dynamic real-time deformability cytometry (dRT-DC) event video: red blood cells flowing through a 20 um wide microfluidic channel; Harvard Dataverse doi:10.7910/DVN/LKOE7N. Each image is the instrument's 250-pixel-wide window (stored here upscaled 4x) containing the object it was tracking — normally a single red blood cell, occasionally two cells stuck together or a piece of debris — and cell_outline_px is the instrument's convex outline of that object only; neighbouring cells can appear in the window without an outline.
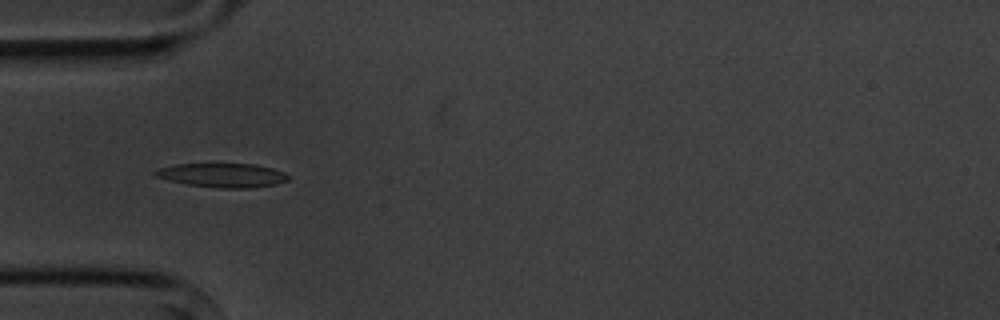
{"species": "common noctule bat (a hibernating species)", "species_latin": "Nyctalus noctula", "temperature_condition": "cold", "stored_images_in_passage": 10, "camera_frame_rate_fps": 3000, "um_per_image_px": 0.085, "animal": {"sex": "male", "body_mass_g": 20.1, "forearm_length_mm": 53.5}, "frame": {"image": 1, "passage_image": 5, "time_ms": 5.333, "image_size_px": [1000, 320], "cell_outline_px": [[288, 180], [276, 184], [252, 188], [220, 188], [188, 184], [168, 180], [152, 176], [152, 172], [160, 168], [176, 164], [256, 164], [272, 168], [284, 172], [288, 176]], "centroid_in_image_um": [18.89, 14.89], "position_along_channel_um": 66.1, "area_um2": 18.61}}
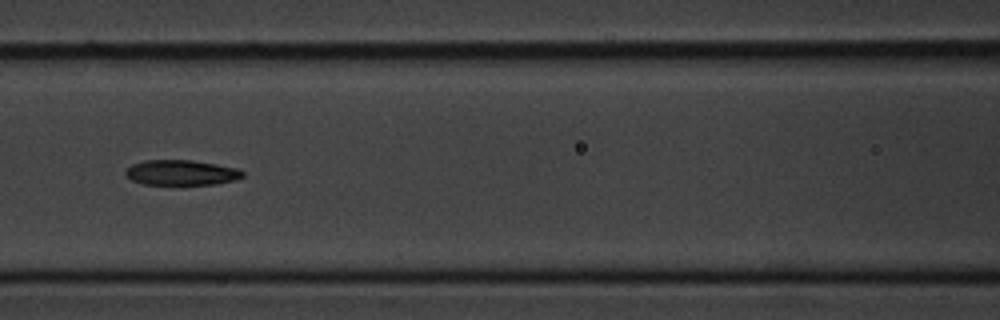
{"frame": {"image": 2, "passage_image": 7, "time_ms": 7.667, "image_size_px": [1000, 320], "cell_outline_px": [[244, 176], [236, 180], [216, 184], [144, 184], [132, 180], [124, 172], [132, 164], [144, 160], [192, 160], [216, 164], [236, 168], [244, 172]], "centroid_in_image_um": [15.43, 14.67], "position_along_channel_um": 151.2, "area_um2": 17.11}}
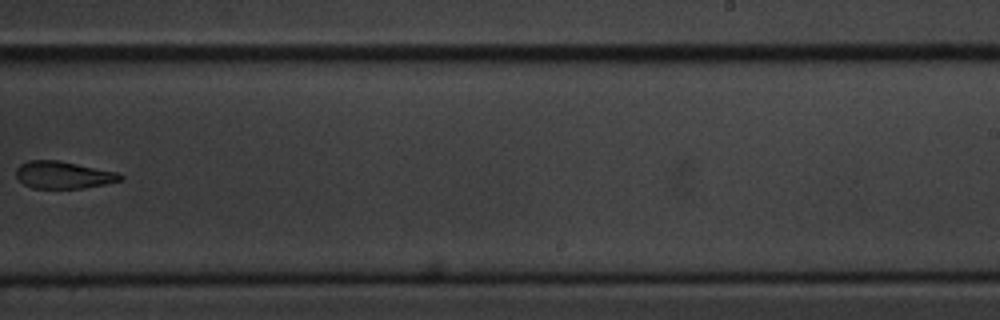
{"frame": {"image": 3, "passage_image": 10, "time_ms": 11.333, "image_size_px": [1000, 320], "cell_outline_px": [[124, 180], [84, 188], [32, 188], [24, 184], [16, 176], [16, 168], [20, 164], [28, 160], [56, 160], [116, 172], [124, 176]], "centroid_in_image_um": [5.37, 14.87], "position_along_channel_um": 283.6, "area_um2": 16.42}}